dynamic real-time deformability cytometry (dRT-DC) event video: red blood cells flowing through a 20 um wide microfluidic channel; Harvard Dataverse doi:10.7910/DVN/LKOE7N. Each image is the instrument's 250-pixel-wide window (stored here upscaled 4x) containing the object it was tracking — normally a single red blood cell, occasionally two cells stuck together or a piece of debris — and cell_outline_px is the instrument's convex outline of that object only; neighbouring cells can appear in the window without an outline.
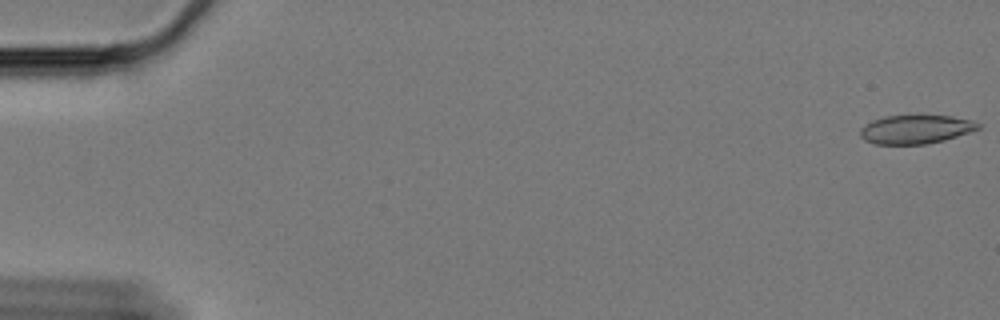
{"species": "Egyptian fruit bat (a non-hibernating species)", "species_latin": "Rousettus aegyptiacus", "temperature_condition": "cold", "stored_images_in_passage": 16, "camera_frame_rate_fps": 3000, "um_per_image_px": 0.085, "animal": {"sex": "female"}, "frame": {"image": 1, "passage_image": 1, "time_ms": 0.0, "image_size_px": [1000, 320], "cell_outline_px": [[980, 128], [944, 140], [928, 144], [876, 144], [864, 140], [860, 136], [860, 128], [872, 120], [884, 116], [952, 116], [972, 120], [980, 124]], "centroid_in_image_um": [77.81, 11.0], "position_along_channel_um": 7.2, "area_um2": 19.59}}